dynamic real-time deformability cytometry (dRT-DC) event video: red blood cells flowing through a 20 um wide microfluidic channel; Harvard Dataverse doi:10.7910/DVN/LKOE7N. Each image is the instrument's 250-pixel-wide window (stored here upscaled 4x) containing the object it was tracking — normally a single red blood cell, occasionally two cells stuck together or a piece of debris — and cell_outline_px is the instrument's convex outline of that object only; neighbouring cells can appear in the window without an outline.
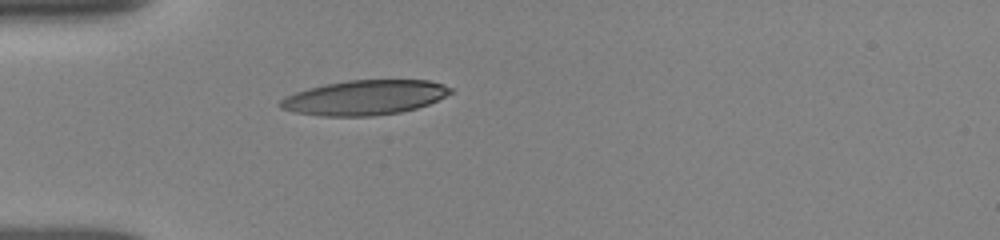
{"species": "human", "species_latin": "Homo sapiens", "temperature_condition": "room temperature", "stored_images_in_passage": 3, "camera_frame_rate_fps": 3000, "um_per_image_px": 0.085, "donor": {"sex": "female"}, "frame": {"image": 1, "passage_image": 1, "time_ms": 0.0, "image_size_px": [1000, 240], "cell_outline_px": [[452, 92], [428, 104], [416, 108], [400, 112], [372, 116], [320, 116], [292, 112], [280, 108], [276, 104], [284, 96], [308, 88], [324, 84], [348, 80], [428, 80], [444, 84], [452, 88]], "centroid_in_image_um": [30.93, 8.29], "position_along_channel_um": 54.1, "area_um2": 34.62}}
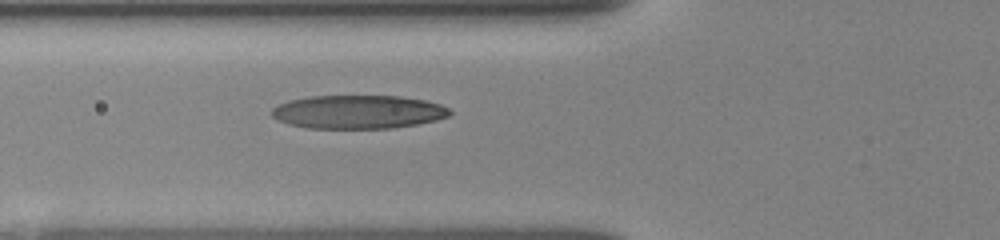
{"frame": {"image": 2, "passage_image": 3, "time_ms": 1.333, "image_size_px": [1000, 240], "cell_outline_px": [[452, 112], [448, 116], [436, 120], [416, 124], [392, 128], [308, 128], [288, 124], [276, 120], [272, 116], [272, 108], [276, 104], [288, 100], [312, 96], [400, 96], [424, 100], [440, 104], [448, 108]], "centroid_in_image_um": [30.4, 9.51], "position_along_channel_um": 95.4, "area_um2": 34.85}}